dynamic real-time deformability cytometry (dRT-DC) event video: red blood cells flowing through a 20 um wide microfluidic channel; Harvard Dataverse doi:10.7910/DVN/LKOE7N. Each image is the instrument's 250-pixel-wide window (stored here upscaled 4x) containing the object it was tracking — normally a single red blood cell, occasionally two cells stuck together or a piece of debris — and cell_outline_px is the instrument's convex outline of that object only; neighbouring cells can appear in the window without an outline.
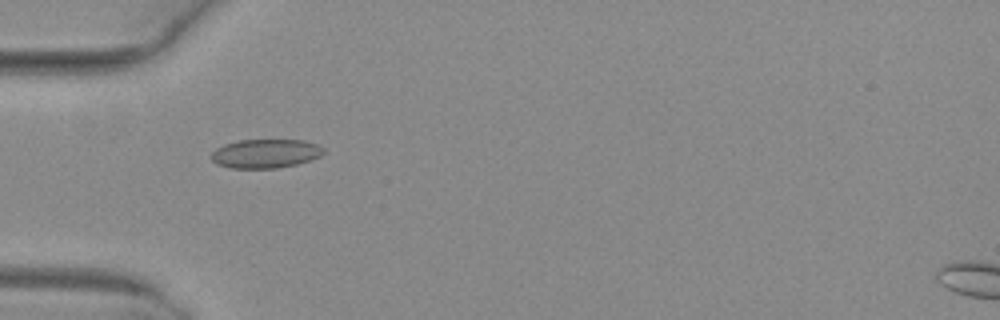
{"species": "common noctule bat (a hibernating species)", "species_latin": "Nyctalus noctula", "temperature_condition": "warm", "stored_images_in_passage": 53, "camera_frame_rate_fps": 3000, "um_per_image_px": 0.085, "animal": {"sex": "female", "body_mass_g": 29.2, "forearm_length_mm": 56.3}, "frame": {"image": 1, "passage_image": 18, "time_ms": 5.667, "image_size_px": [1000, 320], "cell_outline_px": [[324, 152], [320, 156], [312, 160], [296, 164], [276, 168], [228, 168], [216, 164], [212, 160], [212, 152], [216, 148], [224, 144], [240, 140], [304, 140], [316, 144], [324, 148]], "centroid_in_image_um": [22.56, 13.05], "position_along_channel_um": 62.4, "area_um2": 18.96}}
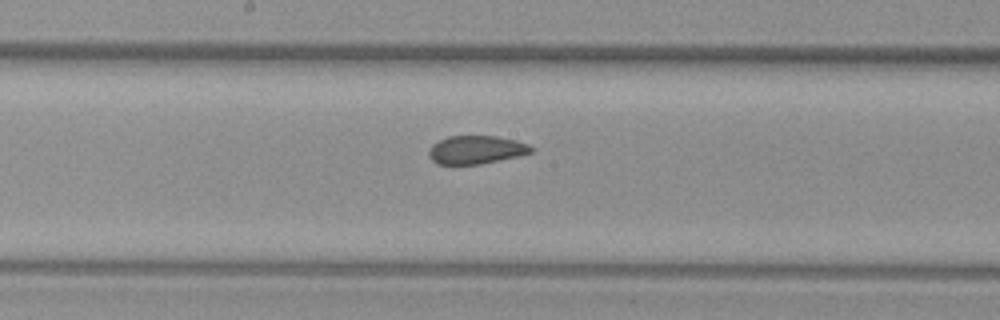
{"frame": {"image": 2, "passage_image": 29, "time_ms": 9.333, "image_size_px": [1000, 320], "cell_outline_px": [[536, 148], [532, 152], [516, 156], [480, 164], [436, 164], [428, 156], [428, 152], [432, 144], [448, 136], [496, 136], [516, 140], [528, 144]], "centroid_in_image_um": [40.46, 12.72], "position_along_channel_um": 207.7, "area_um2": 16.82}}
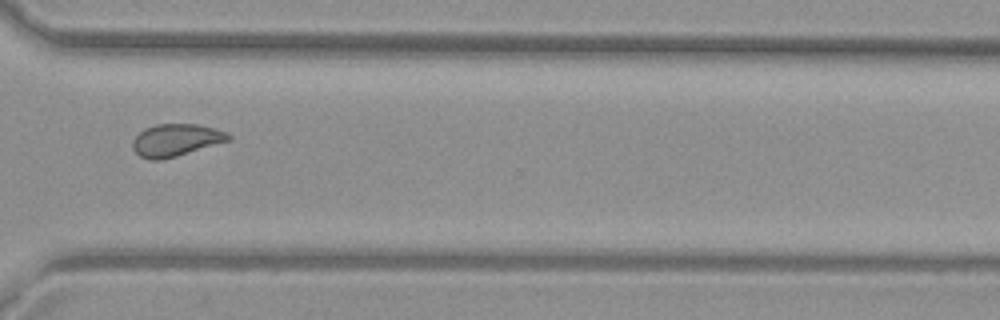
{"frame": {"image": 3, "passage_image": 40, "time_ms": 13.0, "image_size_px": [1000, 320], "cell_outline_px": [[232, 140], [176, 156], [160, 160], [148, 160], [140, 156], [132, 148], [132, 140], [144, 128], [156, 124], [196, 124], [216, 128], [228, 132], [232, 136]], "centroid_in_image_um": [14.97, 11.9], "position_along_channel_um": 355.6, "area_um2": 18.21}, "authors_computed_cell_mechanics": {"area_um2": 18.7272, "velocity_mm_per_s": 4.036, "shape_relaxation_time_tau1_ms": null, "shape_relaxation_time_tau2_ms": 0.7373, "deformation_change_tau1": null, "deformation_change_tau2": 0.0466}}